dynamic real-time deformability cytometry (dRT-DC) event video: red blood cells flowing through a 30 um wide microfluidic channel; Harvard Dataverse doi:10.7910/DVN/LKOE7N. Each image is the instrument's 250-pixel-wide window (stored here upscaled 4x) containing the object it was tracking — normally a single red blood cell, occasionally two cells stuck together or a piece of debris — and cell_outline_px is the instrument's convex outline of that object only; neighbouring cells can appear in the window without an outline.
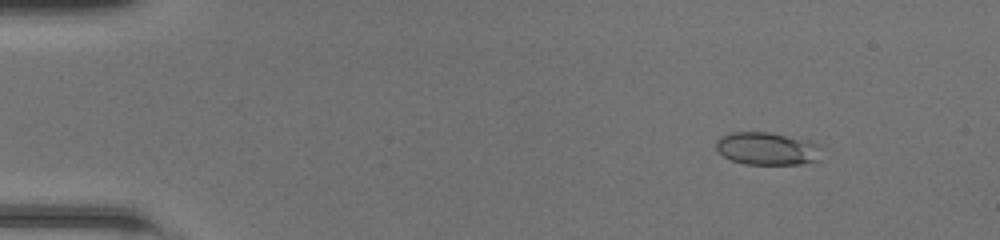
{"species": "common noctule bat (a hibernating species)", "species_latin": "Nyctalus noctula", "temperature_condition": "room temperature", "stored_images_in_passage": 49, "camera_frame_rate_fps": 3000, "um_per_image_px": 0.085, "animal": {"sex": "female", "body_mass_g": 20.0, "forearm_length_mm": 54.0}, "frame": {"image": 1, "passage_image": 6, "time_ms": 1.667, "image_size_px": [1000, 240], "cell_outline_px": [[816, 160], [800, 164], [744, 164], [732, 160], [724, 156], [716, 148], [716, 140], [720, 136], [732, 132], [768, 132], [808, 140], [816, 144]], "centroid_in_image_um": [65.09, 12.62], "position_along_channel_um": 19.9, "area_um2": 19.59}}
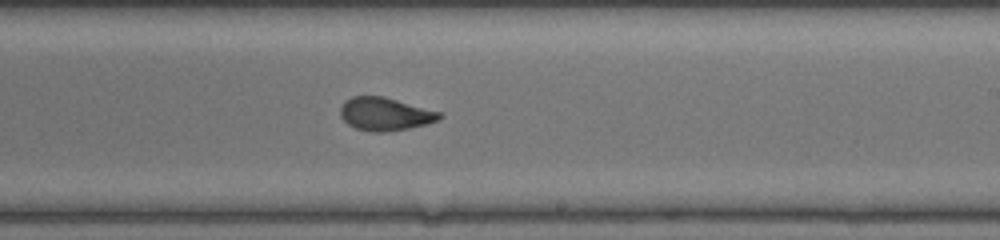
{"frame": {"image": 2, "passage_image": 30, "time_ms": 9.667, "image_size_px": [1000, 240], "cell_outline_px": [[444, 116], [440, 120], [408, 128], [384, 132], [372, 132], [356, 128], [348, 124], [340, 116], [340, 104], [344, 100], [352, 96], [384, 96], [440, 112]], "centroid_in_image_um": [32.7, 9.68], "position_along_channel_um": 256.3, "area_um2": 19.13}}
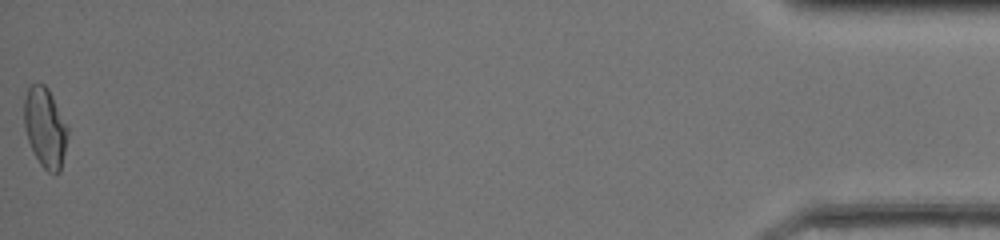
{"frame": {"image": 3, "passage_image": 49, "time_ms": 16.0, "image_size_px": [1000, 240], "cell_outline_px": [[68, 132], [60, 172], [48, 172], [40, 164], [28, 140], [24, 128], [24, 100], [28, 88], [32, 84], [44, 84], [48, 88], [68, 128]], "centroid_in_image_um": [3.82, 10.83], "position_along_channel_um": 431.4, "area_um2": 19.88}, "authors_computed_cell_mechanics": {"area_um2": 19.3052, "velocity_mm_per_s": 4.2937, "shape_relaxation_time_tau1_ms": 6.774, "shape_relaxation_time_tau2_ms": 1.091, "deformation_change_tau1": 0.2274, "deformation_change_tau2": 0.0543}}